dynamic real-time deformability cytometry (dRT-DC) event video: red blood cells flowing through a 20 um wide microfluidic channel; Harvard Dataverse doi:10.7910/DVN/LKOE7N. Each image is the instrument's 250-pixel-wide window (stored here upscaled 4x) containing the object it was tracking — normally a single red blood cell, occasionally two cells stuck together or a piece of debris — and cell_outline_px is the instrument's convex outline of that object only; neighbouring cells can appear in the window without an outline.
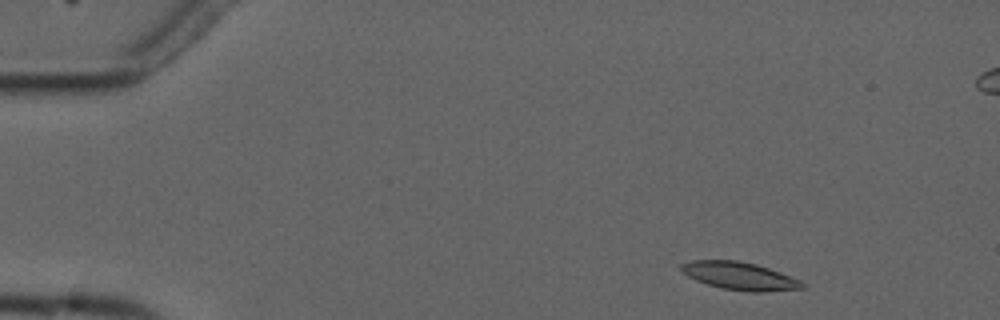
{"species": "common noctule bat (a hibernating species)", "species_latin": "Nyctalus noctula", "temperature_condition": "cold", "stored_images_in_passage": 9, "camera_frame_rate_fps": 3000, "um_per_image_px": 0.085, "animal": {"sex": "male", "forearm_length_mm": 52.5}, "frame": {"image": 1, "passage_image": 1, "time_ms": 0.0, "image_size_px": [1000, 320], "cell_outline_px": [[804, 288], [764, 292], [752, 292], [720, 288], [696, 280], [688, 276], [680, 268], [680, 264], [692, 260], [736, 260], [756, 264], [780, 272], [800, 280], [804, 284]], "centroid_in_image_um": [62.87, 23.45], "position_along_channel_um": 22.1, "area_um2": 19.48}}
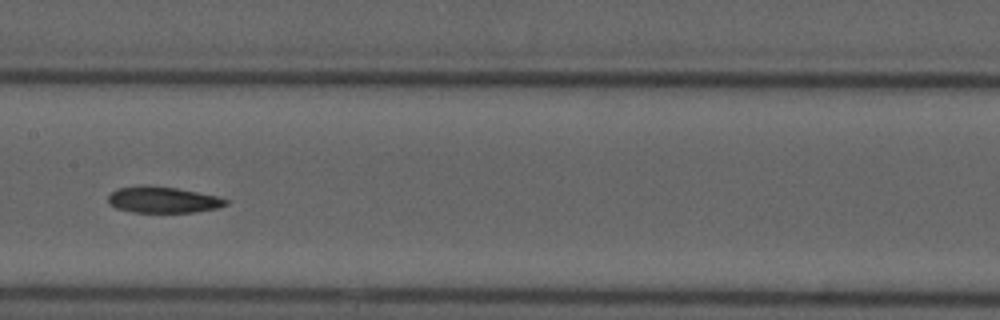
{"frame": {"image": 2, "passage_image": 7, "time_ms": 7.0, "image_size_px": [1000, 320], "cell_outline_px": [[228, 204], [216, 208], [192, 212], [132, 212], [116, 208], [108, 200], [108, 196], [116, 188], [136, 184], [152, 184], [176, 188], [216, 196], [228, 200]], "centroid_in_image_um": [13.79, 16.95], "position_along_channel_um": 193.6, "area_um2": 18.09}}
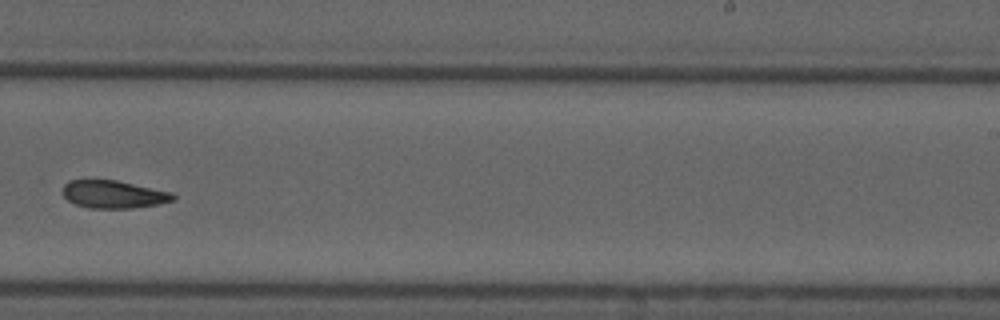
{"frame": {"image": 3, "passage_image": 9, "time_ms": 9.333, "image_size_px": [1000, 320], "cell_outline_px": [[176, 196], [172, 200], [160, 204], [128, 208], [88, 208], [76, 204], [68, 200], [60, 192], [64, 184], [68, 180], [116, 180], [172, 192]], "centroid_in_image_um": [9.61, 16.51], "position_along_channel_um": 279.4, "area_um2": 17.86}}